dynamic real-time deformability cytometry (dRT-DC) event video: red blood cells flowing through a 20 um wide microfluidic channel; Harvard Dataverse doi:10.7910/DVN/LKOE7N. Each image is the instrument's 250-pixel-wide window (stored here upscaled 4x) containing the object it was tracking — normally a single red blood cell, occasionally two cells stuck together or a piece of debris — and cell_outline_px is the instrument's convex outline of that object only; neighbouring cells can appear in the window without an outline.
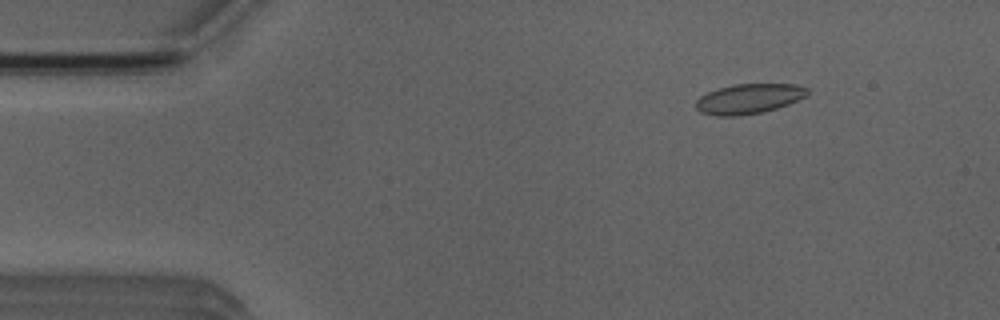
{"species": "Egyptian fruit bat (a non-hibernating species)", "species_latin": "Rousettus aegyptiacus", "temperature_condition": "room temperature", "stored_images_in_passage": 3, "camera_frame_rate_fps": 3000, "um_per_image_px": 0.085, "animal": {"sex": "male"}, "frame": {"image": 1, "passage_image": 1, "time_ms": 0.0, "image_size_px": [1000, 320], "cell_outline_px": [[808, 92], [804, 96], [788, 104], [776, 108], [760, 112], [736, 116], [716, 116], [700, 112], [696, 108], [696, 100], [700, 96], [708, 92], [732, 84], [796, 84], [808, 88]], "centroid_in_image_um": [63.61, 8.39], "position_along_channel_um": 21.4, "area_um2": 19.25}}